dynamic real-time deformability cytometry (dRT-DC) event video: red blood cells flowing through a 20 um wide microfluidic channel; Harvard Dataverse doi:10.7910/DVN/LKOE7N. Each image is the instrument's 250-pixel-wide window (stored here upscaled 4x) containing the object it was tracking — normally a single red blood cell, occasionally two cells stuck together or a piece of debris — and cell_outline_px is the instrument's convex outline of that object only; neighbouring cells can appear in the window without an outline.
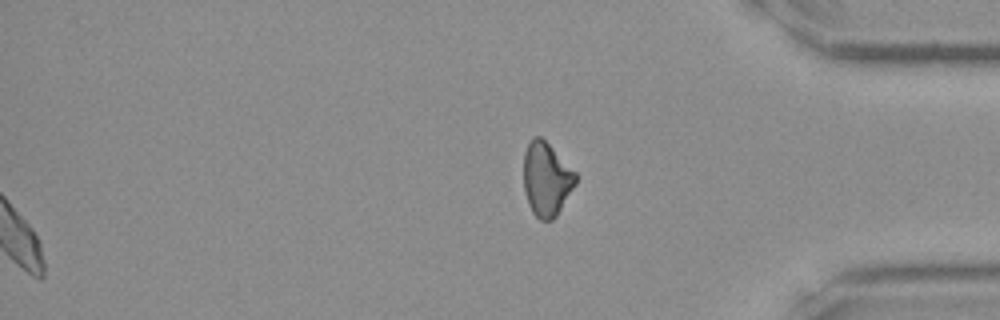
{"species": "Egyptian fruit bat (a non-hibernating species)", "species_latin": "Rousettus aegyptiacus", "temperature_condition": "room temperature", "stored_images_in_passage": 33, "segment_of_instrument_passage": [2, 2], "camera_frame_rate_fps": 3000, "um_per_image_px": 0.085, "frame": {"image": 1, "passage_image": 33, "time_ms": 10.667, "image_size_px": [1000, 320], "cell_outline_px": [[576, 184], [556, 216], [552, 220], [540, 220], [532, 212], [528, 204], [524, 192], [524, 152], [532, 136], [540, 136], [576, 172]], "centroid_in_image_um": [46.43, 15.24], "position_along_channel_um": 388.8, "area_um2": 22.25}}